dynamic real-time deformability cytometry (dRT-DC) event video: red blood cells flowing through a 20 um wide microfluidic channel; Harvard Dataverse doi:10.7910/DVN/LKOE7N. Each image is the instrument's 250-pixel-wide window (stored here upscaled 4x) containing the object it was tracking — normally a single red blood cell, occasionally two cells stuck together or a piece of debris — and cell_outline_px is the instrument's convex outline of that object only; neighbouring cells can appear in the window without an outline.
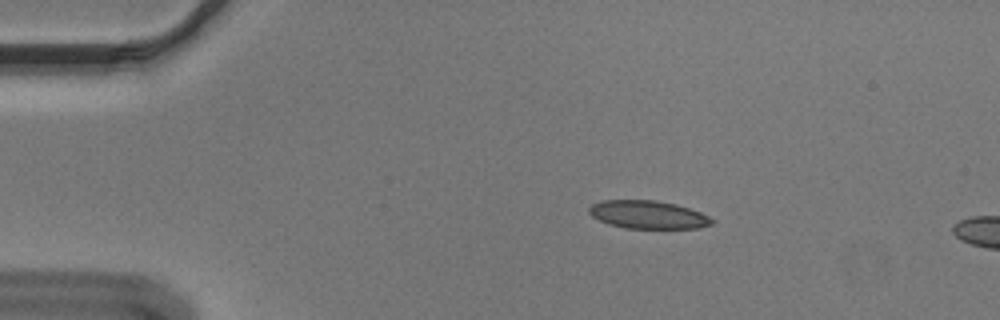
{"species": "Egyptian fruit bat (a non-hibernating species)", "species_latin": "Rousettus aegyptiacus", "temperature_condition": "cold", "stored_images_in_passage": 14, "camera_frame_rate_fps": 3000, "um_per_image_px": 0.085, "animal": {"sex": "male"}, "frame": {"image": 1, "passage_image": 10, "time_ms": 3.0, "image_size_px": [1000, 320], "cell_outline_px": [[716, 220], [712, 224], [700, 228], [624, 228], [608, 224], [592, 216], [588, 212], [588, 208], [592, 204], [600, 200], [656, 200], [676, 204], [700, 212]], "centroid_in_image_um": [55.07, 18.24], "position_along_channel_um": 29.9, "area_um2": 20.17}}